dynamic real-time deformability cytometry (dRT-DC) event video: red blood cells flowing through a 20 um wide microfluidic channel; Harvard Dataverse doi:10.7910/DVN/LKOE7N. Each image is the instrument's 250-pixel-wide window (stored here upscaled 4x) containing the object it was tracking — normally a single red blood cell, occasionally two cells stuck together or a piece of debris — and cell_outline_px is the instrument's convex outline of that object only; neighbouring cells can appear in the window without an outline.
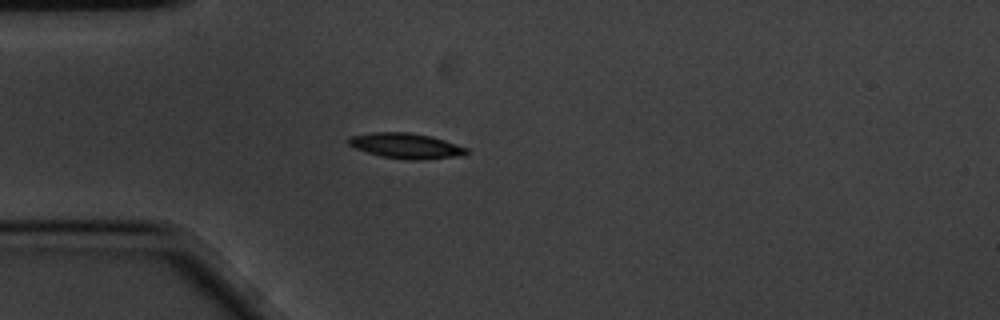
{"species": "common noctule bat (a hibernating species)", "species_latin": "Nyctalus noctula", "temperature_condition": "cold", "stored_images_in_passage": 1, "camera_frame_rate_fps": 3000, "um_per_image_px": 0.085, "animal": {"sex": "male", "body_mass_g": 20.1, "forearm_length_mm": 53.5}, "frame": {"image": 1, "passage_image": 1, "time_ms": 0.0, "image_size_px": [1000, 320], "cell_outline_px": [[468, 152], [464, 156], [424, 160], [408, 160], [380, 156], [356, 148], [348, 144], [348, 140], [352, 136], [372, 132], [408, 132], [428, 136], [444, 140], [468, 148]], "centroid_in_image_um": [34.55, 12.41], "position_along_channel_um": 50.4, "area_um2": 17.4}}